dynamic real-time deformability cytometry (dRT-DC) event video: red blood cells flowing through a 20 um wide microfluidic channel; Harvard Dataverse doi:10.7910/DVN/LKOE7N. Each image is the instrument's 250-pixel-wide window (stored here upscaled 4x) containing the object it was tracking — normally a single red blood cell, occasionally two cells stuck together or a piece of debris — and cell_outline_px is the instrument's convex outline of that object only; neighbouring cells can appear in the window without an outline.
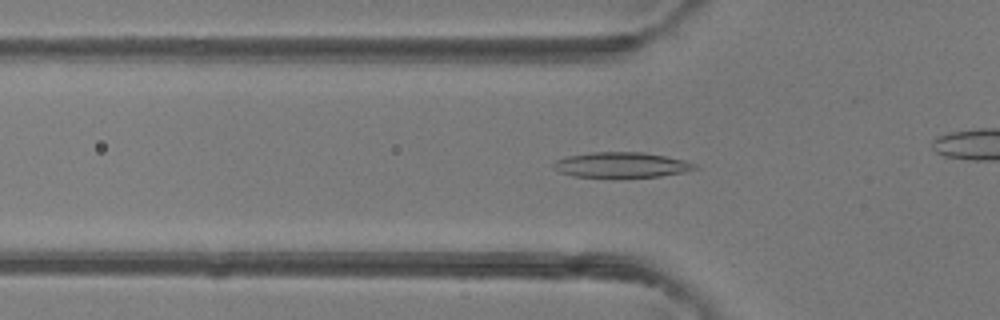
{"species": "common noctule bat (a hibernating species)", "species_latin": "Nyctalus noctula", "temperature_condition": "room temperature", "stored_images_in_passage": 39, "camera_frame_rate_fps": 3000, "um_per_image_px": 0.085, "animal": {"sex": "female"}, "frame": {"image": 1, "passage_image": 16, "time_ms": 5.0, "image_size_px": [1000, 320], "cell_outline_px": [[700, 168], [684, 172], [660, 176], [616, 180], [572, 176], [560, 172], [552, 168], [552, 164], [556, 160], [568, 156], [592, 152], [644, 152], [684, 160], [696, 164]], "centroid_in_image_um": [52.8, 14.06], "position_along_channel_um": 73.0, "area_um2": 21.79}}
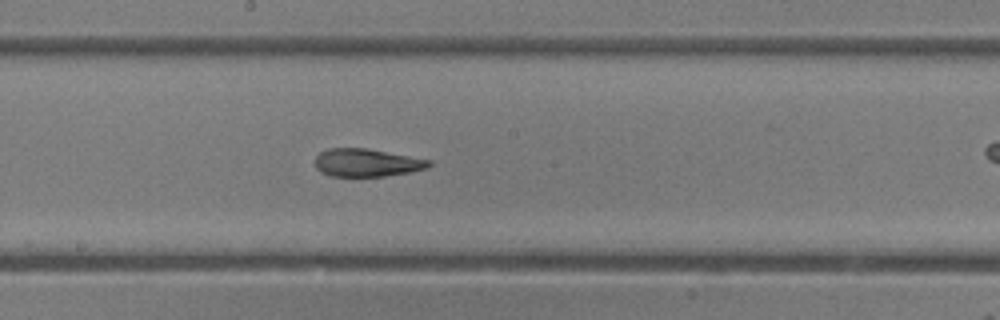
{"frame": {"image": 2, "passage_image": 26, "time_ms": 8.333, "image_size_px": [1000, 320], "cell_outline_px": [[432, 164], [428, 168], [412, 172], [384, 176], [328, 176], [320, 172], [316, 168], [316, 156], [320, 152], [328, 148], [364, 148], [432, 160]], "centroid_in_image_um": [31.18, 13.84], "position_along_channel_um": 217.0, "area_um2": 18.55}}
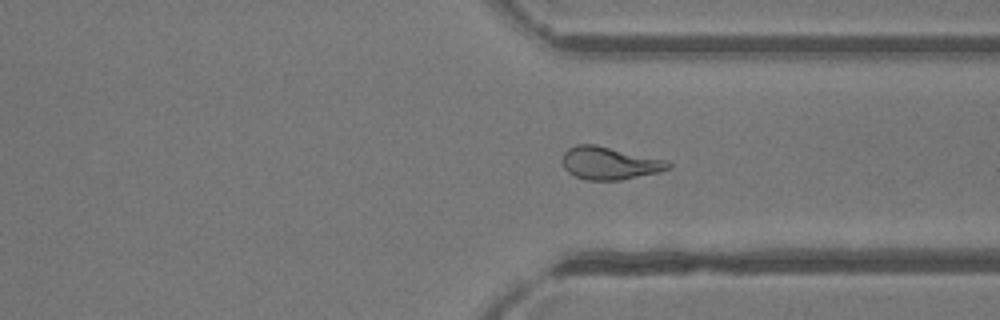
{"frame": {"image": 3, "passage_image": 36, "time_ms": 11.667, "image_size_px": [1000, 320], "cell_outline_px": [[672, 168], [660, 172], [620, 180], [584, 180], [568, 172], [564, 168], [564, 152], [568, 148], [576, 144], [596, 144], [668, 160], [672, 164]], "centroid_in_image_um": [51.86, 13.86], "position_along_channel_um": 359.5, "area_um2": 20.35}}